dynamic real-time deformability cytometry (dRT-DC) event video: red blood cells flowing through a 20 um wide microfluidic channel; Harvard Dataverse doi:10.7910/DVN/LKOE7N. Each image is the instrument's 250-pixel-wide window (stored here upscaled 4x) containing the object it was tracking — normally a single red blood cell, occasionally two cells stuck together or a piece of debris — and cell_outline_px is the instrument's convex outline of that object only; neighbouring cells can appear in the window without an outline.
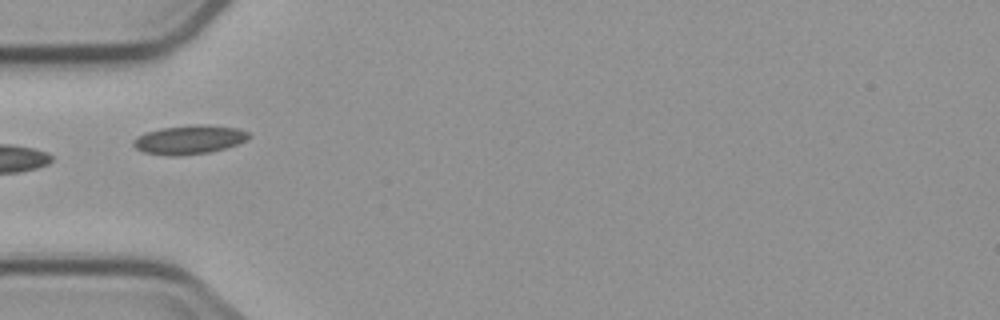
{"species": "common noctule bat (a hibernating species)", "species_latin": "Nyctalus noctula", "temperature_condition": "cold", "stored_images_in_passage": 9, "camera_frame_rate_fps": 3000, "um_per_image_px": 0.085, "animal": {"sex": "male", "body_mass_g": 23.1, "forearm_length_mm": 52.7}, "frame": {"image": 1, "passage_image": 4, "time_ms": 4.667, "image_size_px": [1000, 320], "cell_outline_px": [[252, 136], [236, 144], [224, 148], [208, 152], [176, 156], [172, 156], [144, 152], [136, 148], [132, 144], [132, 140], [136, 136], [144, 132], [160, 128], [192, 124], [208, 124], [236, 128], [248, 132]], "centroid_in_image_um": [16.04, 11.85], "position_along_channel_um": 69.0, "area_um2": 19.48}}
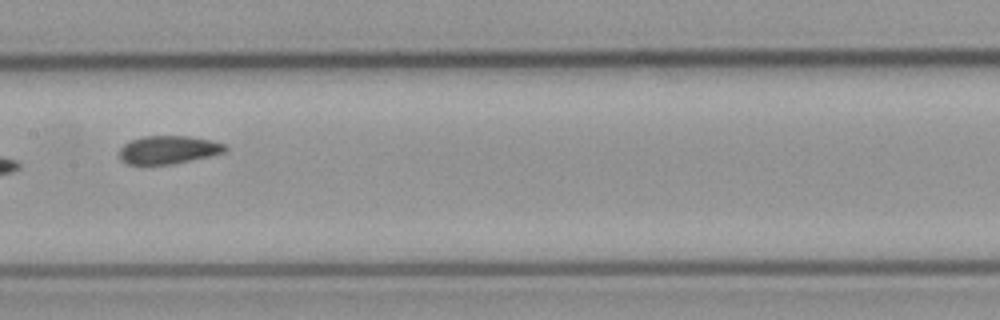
{"frame": {"image": 2, "passage_image": 7, "time_ms": 8.0, "image_size_px": [1000, 320], "cell_outline_px": [[228, 148], [224, 152], [208, 156], [172, 164], [128, 164], [120, 160], [120, 148], [124, 144], [132, 140], [144, 136], [188, 136], [212, 140], [228, 144]], "centroid_in_image_um": [14.34, 12.72], "position_along_channel_um": 193.1, "area_um2": 17.28}}
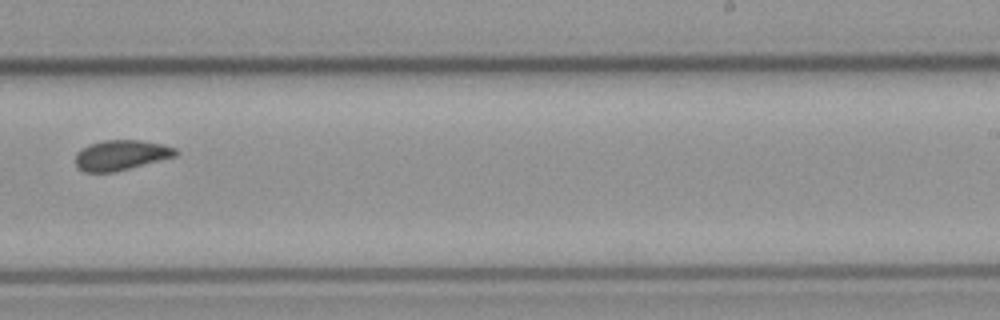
{"frame": {"image": 3, "passage_image": 9, "time_ms": 10.333, "image_size_px": [1000, 320], "cell_outline_px": [[180, 152], [176, 156], [116, 172], [84, 172], [76, 164], [76, 152], [80, 148], [88, 144], [104, 140], [140, 140], [164, 144], [176, 148]], "centroid_in_image_um": [10.31, 13.18], "position_along_channel_um": 278.7, "area_um2": 17.8}}